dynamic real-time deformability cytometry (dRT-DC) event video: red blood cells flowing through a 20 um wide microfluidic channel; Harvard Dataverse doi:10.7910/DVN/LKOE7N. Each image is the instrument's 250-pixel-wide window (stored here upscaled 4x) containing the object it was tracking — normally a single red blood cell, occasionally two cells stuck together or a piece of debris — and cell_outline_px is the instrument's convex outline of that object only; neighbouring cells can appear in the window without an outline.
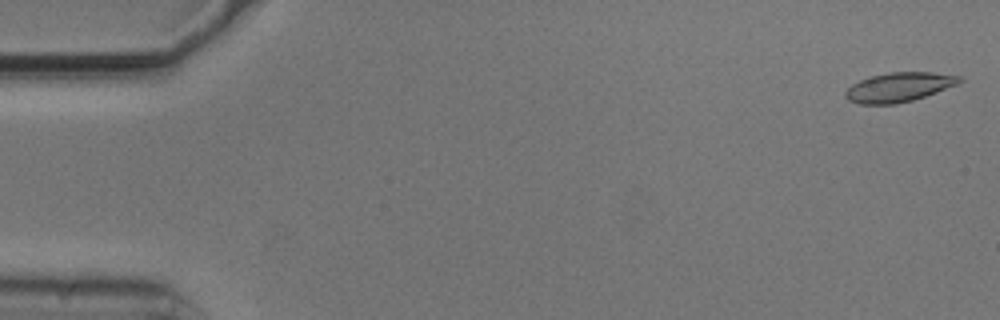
{"species": "common noctule bat (a hibernating species)", "species_latin": "Nyctalus noctula", "temperature_condition": "cold", "stored_images_in_passage": 4, "camera_frame_rate_fps": 3000, "um_per_image_px": 0.085, "animal": {"sex": "male", "body_mass_g": 20.5, "forearm_length_mm": 52.5}, "frame": {"image": 1, "passage_image": 1, "time_ms": 0.0, "image_size_px": [1000, 320], "cell_outline_px": [[964, 80], [956, 84], [936, 92], [912, 100], [896, 104], [860, 104], [848, 100], [844, 96], [844, 92], [852, 84], [860, 80], [872, 76], [888, 72], [932, 72], [960, 76]], "centroid_in_image_um": [76.38, 7.41], "position_along_channel_um": 8.6, "area_um2": 19.36}}